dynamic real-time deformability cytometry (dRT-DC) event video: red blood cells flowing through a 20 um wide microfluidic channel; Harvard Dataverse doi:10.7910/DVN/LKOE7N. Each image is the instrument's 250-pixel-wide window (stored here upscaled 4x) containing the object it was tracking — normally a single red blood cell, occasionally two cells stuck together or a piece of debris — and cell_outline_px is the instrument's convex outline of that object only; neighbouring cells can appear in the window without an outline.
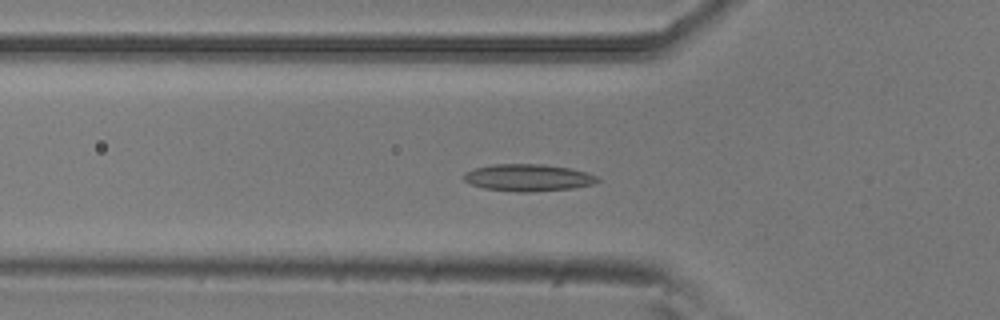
{"species": "common noctule bat (a hibernating species)", "species_latin": "Nyctalus noctula", "temperature_condition": "room temperature", "stored_images_in_passage": 20, "camera_frame_rate_fps": 3000, "um_per_image_px": 0.085, "animal": {"sex": "male", "body_mass_g": 20.5, "forearm_length_mm": 52.5}, "frame": {"image": 1, "passage_image": 10, "time_ms": 3.0, "image_size_px": [1000, 320], "cell_outline_px": [[600, 180], [592, 184], [572, 188], [528, 192], [516, 192], [484, 188], [472, 184], [464, 180], [464, 172], [476, 168], [492, 164], [540, 164], [568, 168], [600, 176]], "centroid_in_image_um": [44.88, 15.1], "position_along_channel_um": 80.9, "area_um2": 20.87}}
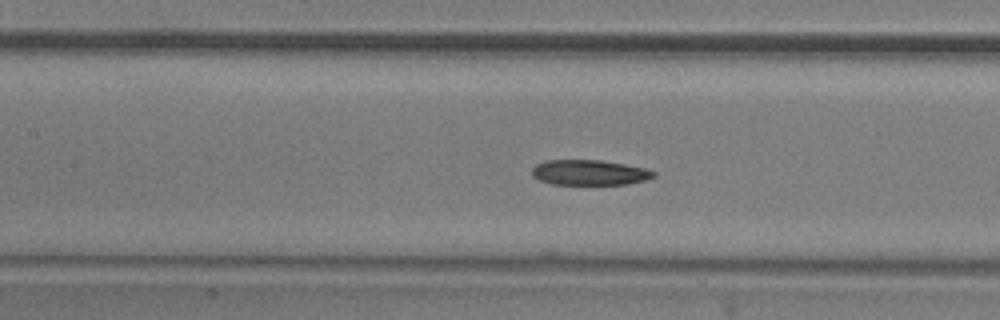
{"frame": {"image": 2, "passage_image": 16, "time_ms": 5.0, "image_size_px": [1000, 320], "cell_outline_px": [[656, 176], [644, 180], [628, 184], [552, 184], [540, 180], [532, 176], [532, 168], [536, 164], [544, 160], [600, 160], [624, 164], [644, 168], [656, 172]], "centroid_in_image_um": [50.08, 14.66], "position_along_channel_um": 157.3, "area_um2": 17.86}}
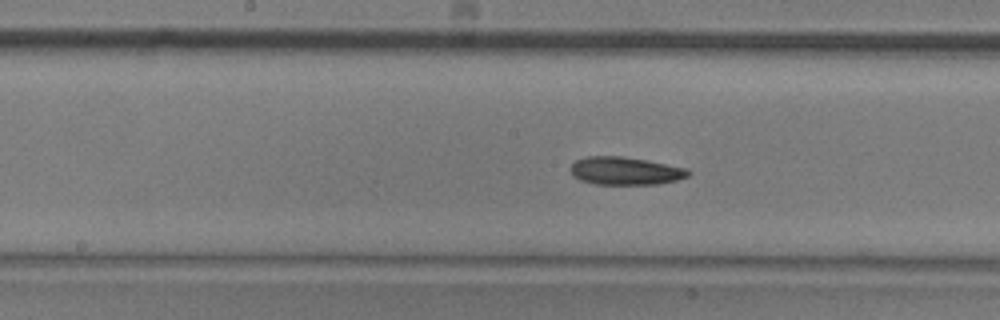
{"frame": {"image": 3, "passage_image": 19, "time_ms": 6.0, "image_size_px": [1000, 320], "cell_outline_px": [[692, 172], [688, 176], [676, 180], [660, 184], [596, 184], [580, 180], [572, 176], [568, 168], [576, 160], [588, 156], [620, 156], [644, 160], [688, 168]], "centroid_in_image_um": [53.13, 14.53], "position_along_channel_um": 195.1, "area_um2": 19.19}}